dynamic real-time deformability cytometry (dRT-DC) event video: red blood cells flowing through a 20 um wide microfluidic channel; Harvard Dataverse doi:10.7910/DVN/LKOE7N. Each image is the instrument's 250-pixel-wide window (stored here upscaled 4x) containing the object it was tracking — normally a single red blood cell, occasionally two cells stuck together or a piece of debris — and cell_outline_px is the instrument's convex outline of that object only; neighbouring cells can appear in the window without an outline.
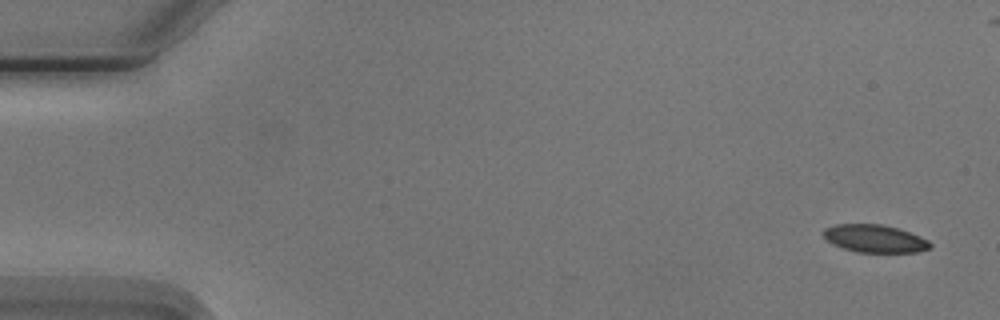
{"species": "Egyptian fruit bat (a non-hibernating species)", "species_latin": "Rousettus aegyptiacus", "temperature_condition": "cold", "stored_images_in_passage": 6, "camera_frame_rate_fps": 3000, "um_per_image_px": 0.085, "animal": {"sex": "male"}, "frame": {"image": 1, "passage_image": 1, "time_ms": 0.0, "image_size_px": [1000, 320], "cell_outline_px": [[932, 248], [916, 252], [856, 252], [832, 244], [820, 232], [824, 228], [836, 224], [880, 224], [896, 228], [920, 236], [928, 240], [932, 244]], "centroid_in_image_um": [74.34, 20.28], "position_along_channel_um": 10.7, "area_um2": 17.22}}
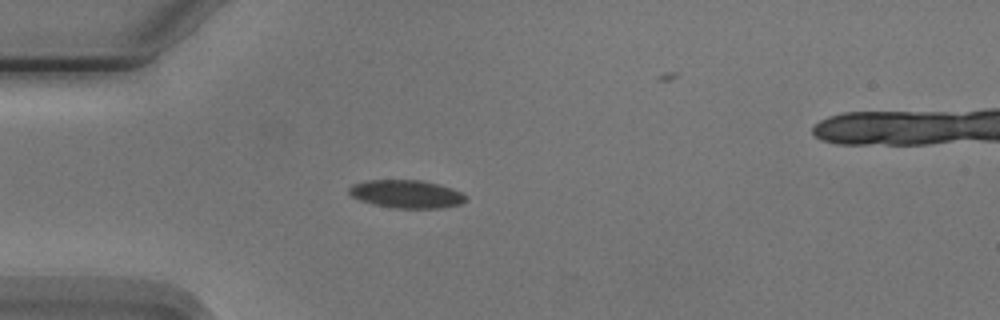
{"frame": {"image": 2, "passage_image": 5, "time_ms": 4.333, "image_size_px": [1000, 320], "cell_outline_px": [[468, 200], [460, 204], [444, 208], [396, 208], [372, 204], [360, 200], [352, 196], [348, 192], [348, 188], [352, 184], [368, 180], [420, 180], [440, 184], [452, 188], [468, 196]], "centroid_in_image_um": [34.58, 16.49], "position_along_channel_um": 50.4, "area_um2": 19.25}}